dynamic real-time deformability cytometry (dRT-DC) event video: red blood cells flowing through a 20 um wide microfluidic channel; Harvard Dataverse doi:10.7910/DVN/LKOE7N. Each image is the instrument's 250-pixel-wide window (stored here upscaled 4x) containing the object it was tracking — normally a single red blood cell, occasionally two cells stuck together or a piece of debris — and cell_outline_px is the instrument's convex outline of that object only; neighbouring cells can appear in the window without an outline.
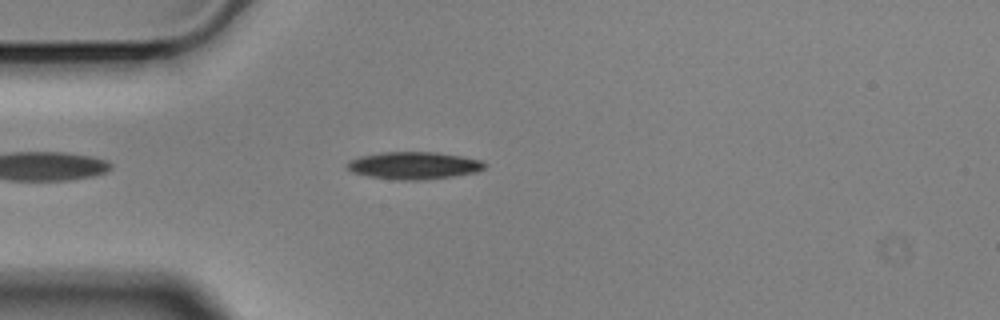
{"species": "Egyptian fruit bat (a non-hibernating species)", "species_latin": "Rousettus aegyptiacus", "temperature_condition": "cold", "stored_images_in_passage": 47, "camera_frame_rate_fps": 3000, "um_per_image_px": 0.085, "animal": {"sex": "male"}, "frame": {"image": 1, "passage_image": 5, "time_ms": 1.333, "image_size_px": [1000, 320], "cell_outline_px": [[488, 164], [484, 168], [476, 172], [452, 176], [424, 180], [396, 180], [368, 176], [352, 172], [348, 168], [348, 160], [360, 156], [384, 152], [436, 152], [484, 160]], "centroid_in_image_um": [35.21, 14.07], "position_along_channel_um": 49.8, "area_um2": 21.96}}
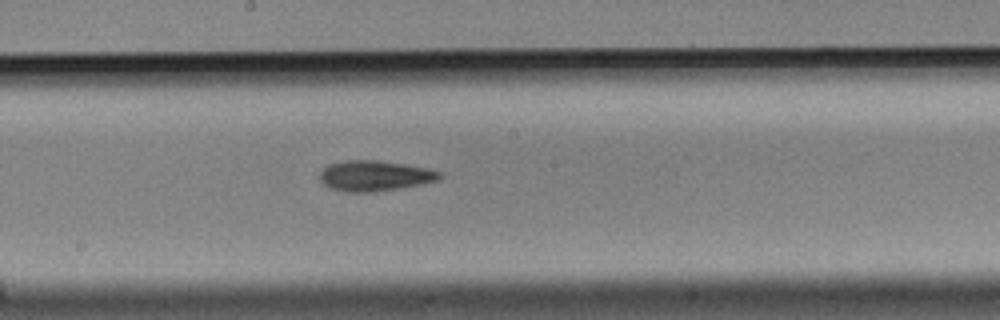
{"frame": {"image": 2, "passage_image": 20, "time_ms": 6.333, "image_size_px": [1000, 320], "cell_outline_px": [[444, 176], [440, 180], [424, 184], [400, 188], [372, 192], [348, 192], [328, 188], [320, 180], [320, 172], [328, 164], [344, 160], [376, 160], [404, 164], [428, 168], [444, 172]], "centroid_in_image_um": [31.9, 14.94], "position_along_channel_um": 216.3, "area_um2": 21.62}}
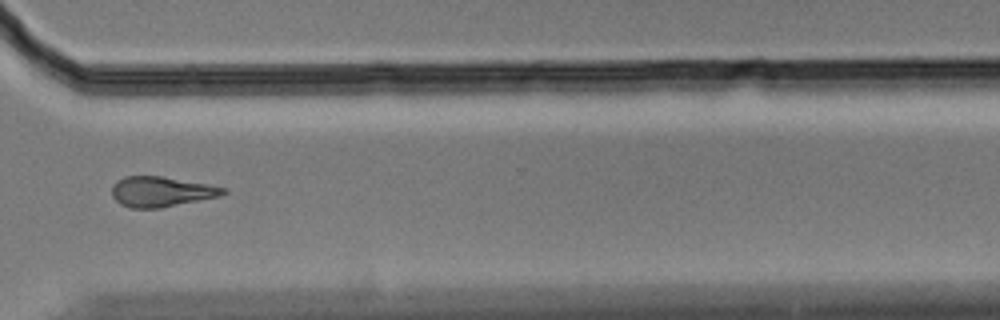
{"frame": {"image": 3, "passage_image": 32, "time_ms": 10.333, "image_size_px": [1000, 320], "cell_outline_px": [[228, 192], [220, 196], [160, 208], [132, 208], [120, 204], [112, 196], [112, 184], [116, 180], [124, 176], [160, 176], [208, 184], [224, 188]], "centroid_in_image_um": [13.67, 16.29], "position_along_channel_um": 356.9, "area_um2": 19.54}, "authors_computed_cell_mechanics": {"area_um2": 20.6924, "velocity_mm_per_s": 3.5165, "shape_relaxation_time_tau1_ms": 5.1392, "shape_relaxation_time_tau2_ms": 7.657, "deformation_change_tau1": 0.1236, "deformation_change_tau2": 0.1856}}